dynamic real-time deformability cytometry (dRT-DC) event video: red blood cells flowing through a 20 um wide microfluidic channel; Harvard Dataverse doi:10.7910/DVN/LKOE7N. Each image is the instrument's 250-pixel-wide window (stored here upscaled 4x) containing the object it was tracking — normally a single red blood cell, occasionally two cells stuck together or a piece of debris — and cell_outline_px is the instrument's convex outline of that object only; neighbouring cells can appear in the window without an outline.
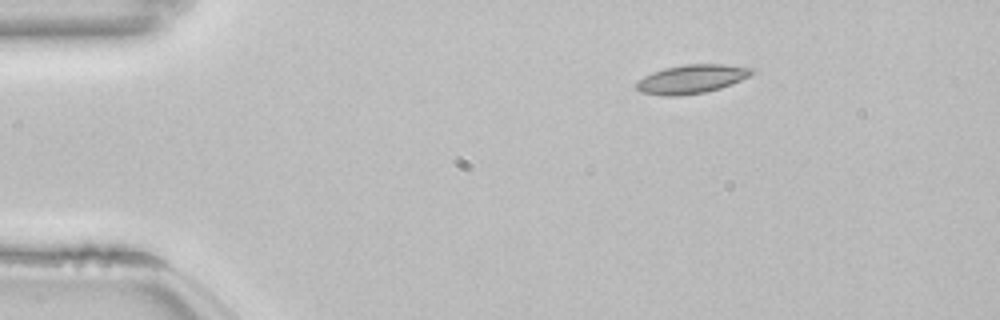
{"species": "common noctule bat (a hibernating species)", "species_latin": "Nyctalus noctula", "temperature_condition": "room temperature", "stored_images_in_passage": 46, "camera_frame_rate_fps": 3000, "um_per_image_px": 0.085, "animal": {"sex": "female", "body_mass_g": 22.7, "forearm_length_mm": 54.2}, "frame": {"image": 1, "passage_image": 1, "time_ms": 0.0, "image_size_px": [1000, 320], "cell_outline_px": [[756, 72], [732, 84], [720, 88], [704, 92], [680, 96], [660, 96], [640, 92], [636, 88], [636, 84], [644, 76], [652, 72], [664, 68], [684, 64], [724, 64], [752, 68]], "centroid_in_image_um": [58.77, 6.72], "position_along_channel_um": 26.2, "area_um2": 19.36}}
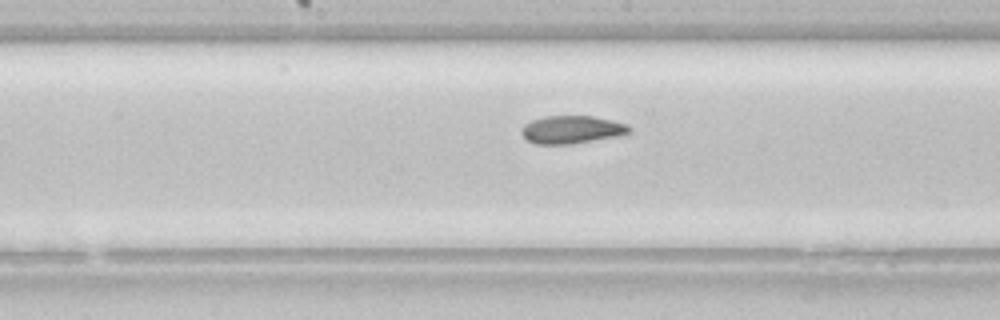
{"frame": {"image": 2, "passage_image": 20, "time_ms": 6.333, "image_size_px": [1000, 320], "cell_outline_px": [[632, 132], [616, 136], [572, 144], [536, 144], [528, 140], [520, 132], [520, 128], [524, 124], [532, 120], [544, 116], [592, 116], [612, 120], [628, 124], [632, 128]], "centroid_in_image_um": [48.6, 11.01], "position_along_channel_um": 199.6, "area_um2": 17.57}}
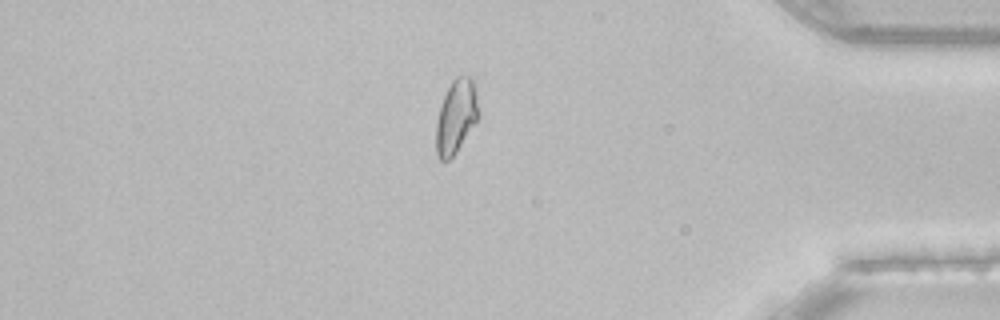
{"frame": {"image": 3, "passage_image": 38, "time_ms": 12.333, "image_size_px": [1000, 320], "cell_outline_px": [[480, 116], [456, 152], [448, 160], [440, 160], [436, 152], [436, 120], [444, 96], [452, 80], [456, 76], [472, 76], [476, 92], [480, 112]], "centroid_in_image_um": [38.79, 9.88], "position_along_channel_um": 396.4, "area_um2": 18.26}, "authors_computed_cell_mechanics": {"area_um2": 18.1781, "velocity_mm_per_s": 3.837, "shape_relaxation_time_tau1_ms": 4.1963, "shape_relaxation_time_tau2_ms": 1.9327, "deformation_change_tau1": 0.123, "deformation_change_tau2": 0.0695}}